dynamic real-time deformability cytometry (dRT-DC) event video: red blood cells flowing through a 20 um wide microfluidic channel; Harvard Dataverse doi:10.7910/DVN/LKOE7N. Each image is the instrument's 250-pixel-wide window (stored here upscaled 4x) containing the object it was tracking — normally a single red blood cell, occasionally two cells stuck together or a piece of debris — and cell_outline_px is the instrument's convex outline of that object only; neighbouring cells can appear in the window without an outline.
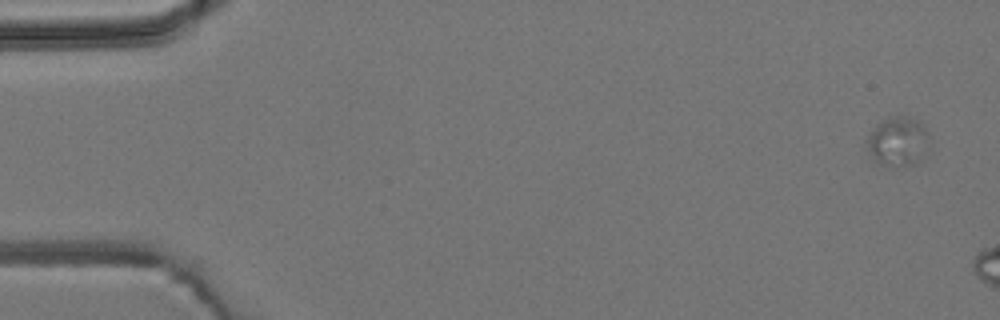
{"species": "common noctule bat (a hibernating species)", "species_latin": "Nyctalus noctula", "temperature_condition": "room temperature", "stored_images_in_passage": 2, "camera_frame_rate_fps": 3000, "um_per_image_px": 0.085, "animal": {"sex": "male", "body_mass_g": 19.2, "forearm_length_mm": 51.8}, "frame": {"image": 1, "passage_image": 1, "time_ms": 0.0, "image_size_px": [1000, 320], "cell_outline_px": [[928, 148], [920, 164], [872, 164], [864, 140], [872, 128], [876, 124], [888, 116], [908, 116], [916, 120], [928, 132]], "centroid_in_image_um": [76.27, 12.02], "position_along_channel_um": 8.7, "area_um2": 18.38}}